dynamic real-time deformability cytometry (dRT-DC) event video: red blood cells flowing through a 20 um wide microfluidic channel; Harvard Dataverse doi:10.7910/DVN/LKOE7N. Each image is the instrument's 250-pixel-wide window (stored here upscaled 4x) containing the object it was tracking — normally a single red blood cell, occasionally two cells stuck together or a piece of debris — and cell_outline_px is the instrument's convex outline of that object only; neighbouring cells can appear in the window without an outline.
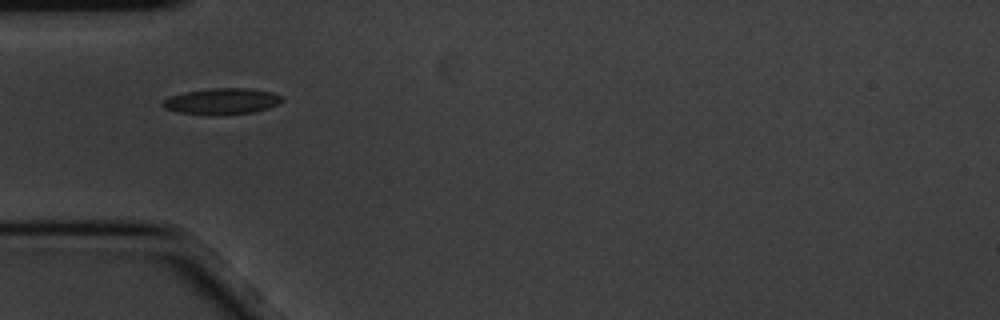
{"species": "common noctule bat (a hibernating species)", "species_latin": "Nyctalus noctula", "temperature_condition": "cold", "stored_images_in_passage": 8, "camera_frame_rate_fps": 3000, "um_per_image_px": 0.085, "animal": {"sex": "male", "body_mass_g": 20.1, "forearm_length_mm": 53.5}, "frame": {"image": 1, "passage_image": 1, "time_ms": 0.0, "image_size_px": [1000, 320], "cell_outline_px": [[284, 100], [268, 108], [252, 112], [176, 112], [164, 108], [160, 104], [164, 100], [172, 96], [184, 92], [208, 88], [248, 88], [272, 92], [284, 96]], "centroid_in_image_um": [18.89, 8.55], "position_along_channel_um": 66.1, "area_um2": 17.28}}
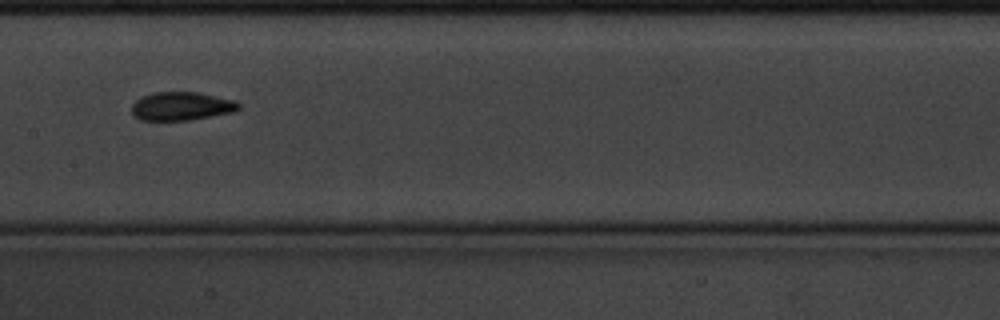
{"frame": {"image": 2, "passage_image": 4, "time_ms": 1.0, "image_size_px": [1000, 320], "cell_outline_px": [[240, 108], [236, 112], [188, 120], [140, 120], [132, 112], [132, 104], [140, 96], [152, 92], [196, 92], [236, 100], [240, 104]], "centroid_in_image_um": [15.44, 9.02], "position_along_channel_um": 192.0, "area_um2": 17.86}}
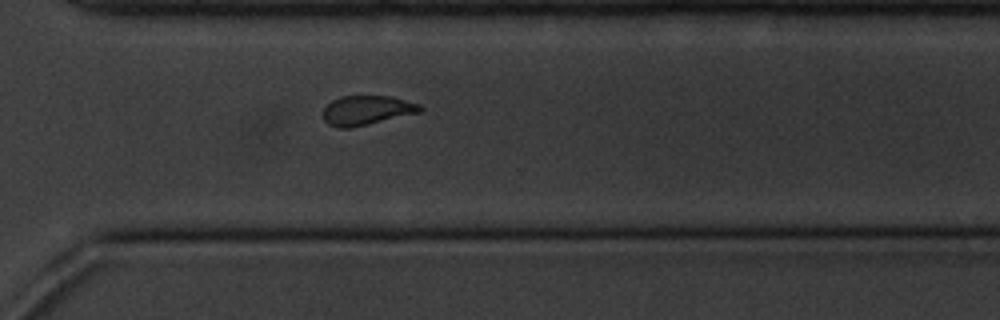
{"frame": {"image": 3, "passage_image": 8, "time_ms": 2.333, "image_size_px": [1000, 320], "cell_outline_px": [[424, 108], [420, 112], [348, 128], [340, 128], [328, 124], [324, 120], [324, 108], [332, 100], [340, 96], [392, 96], [420, 104]], "centroid_in_image_um": [31.18, 9.36], "position_along_channel_um": 339.4, "area_um2": 16.42}}